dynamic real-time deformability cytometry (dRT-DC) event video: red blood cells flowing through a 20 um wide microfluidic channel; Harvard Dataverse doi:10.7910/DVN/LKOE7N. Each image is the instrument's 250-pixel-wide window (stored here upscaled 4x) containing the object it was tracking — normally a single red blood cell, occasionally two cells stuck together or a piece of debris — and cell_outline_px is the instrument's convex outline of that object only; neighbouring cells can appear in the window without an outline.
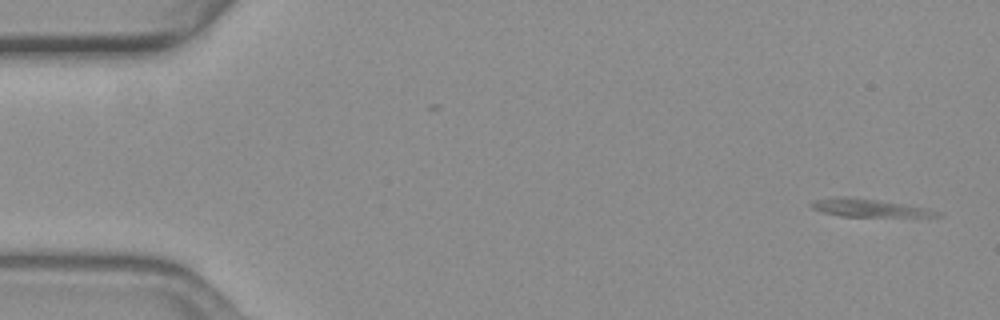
{"species": "common noctule bat (a hibernating species)", "species_latin": "Nyctalus noctula", "temperature_condition": "warm", "stored_images_in_passage": 7, "camera_frame_rate_fps": 3000, "um_per_image_px": 0.085, "animal": {"sex": "female", "body_mass_g": 19.3, "forearm_length_mm": 54.1}, "frame": {"image": 1, "passage_image": 1, "time_ms": 0.0, "image_size_px": [1000, 320], "cell_outline_px": [[944, 216], [840, 216], [820, 212], [812, 208], [808, 204], [812, 200], [832, 196], [848, 196], [876, 200], [928, 208], [944, 212]], "centroid_in_image_um": [73.8, 17.66], "position_along_channel_um": 11.2, "area_um2": 13.24}}